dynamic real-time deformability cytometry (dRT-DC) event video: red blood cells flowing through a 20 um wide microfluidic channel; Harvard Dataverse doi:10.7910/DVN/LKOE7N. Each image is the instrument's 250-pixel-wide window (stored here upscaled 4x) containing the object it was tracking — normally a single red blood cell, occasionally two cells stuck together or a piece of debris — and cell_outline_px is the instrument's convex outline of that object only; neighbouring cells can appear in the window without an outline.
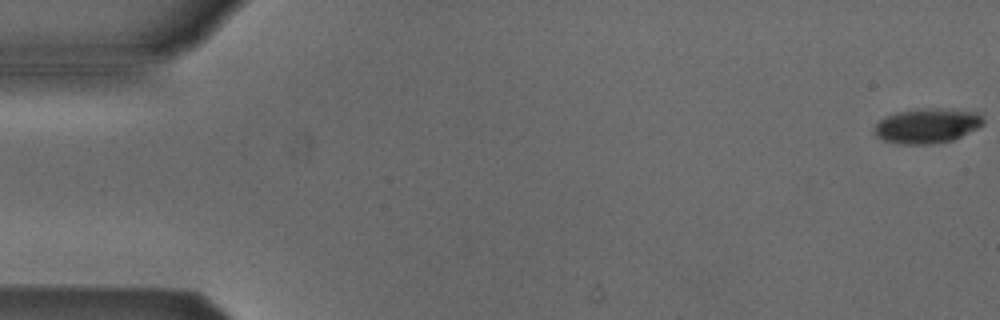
{"species": "Egyptian fruit bat (a non-hibernating species)", "species_latin": "Rousettus aegyptiacus", "temperature_condition": "cold", "stored_images_in_passage": 3, "camera_frame_rate_fps": 3000, "um_per_image_px": 0.085, "animal": {"sex": "male"}, "frame": {"image": 1, "passage_image": 1, "time_ms": 0.0, "image_size_px": [1000, 320], "cell_outline_px": [[984, 124], [952, 140], [932, 144], [904, 144], [884, 140], [876, 136], [872, 128], [884, 116], [896, 112], [916, 108], [940, 108], [976, 112], [984, 116]], "centroid_in_image_um": [78.78, 10.67], "position_along_channel_um": 6.2, "area_um2": 22.2}}